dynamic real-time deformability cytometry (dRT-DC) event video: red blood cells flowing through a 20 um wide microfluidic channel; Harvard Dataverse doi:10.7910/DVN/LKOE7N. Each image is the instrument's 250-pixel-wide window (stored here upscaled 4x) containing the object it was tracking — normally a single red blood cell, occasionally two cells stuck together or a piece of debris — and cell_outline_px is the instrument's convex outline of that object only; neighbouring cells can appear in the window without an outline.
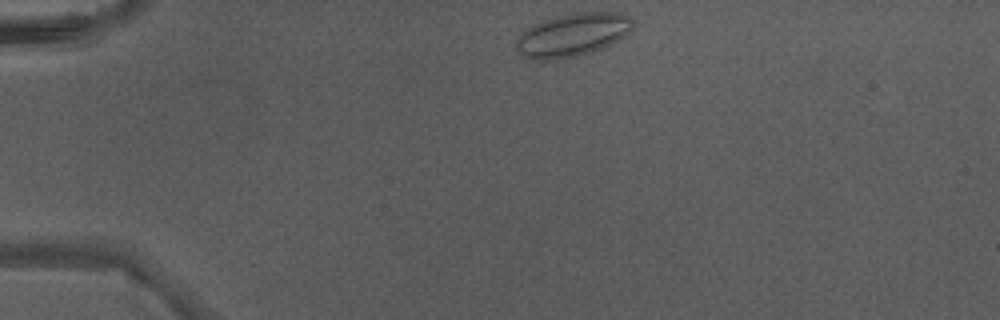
{"species": "Egyptian fruit bat (a non-hibernating species)", "species_latin": "Rousettus aegyptiacus", "temperature_condition": "warm", "stored_images_in_passage": 2, "camera_frame_rate_fps": 3000, "um_per_image_px": 0.085, "animal": {"sex": "male"}, "frame": {"image": 1, "passage_image": 1, "time_ms": 0.0, "image_size_px": [1000, 320], "cell_outline_px": [[632, 28], [624, 36], [592, 52], [576, 56], [552, 60], [528, 60], [516, 48], [516, 40], [532, 24], [544, 20], [560, 16], [580, 12], [620, 12], [632, 16]], "centroid_in_image_um": [48.67, 2.96], "position_along_channel_um": 36.3, "area_um2": 29.02}}